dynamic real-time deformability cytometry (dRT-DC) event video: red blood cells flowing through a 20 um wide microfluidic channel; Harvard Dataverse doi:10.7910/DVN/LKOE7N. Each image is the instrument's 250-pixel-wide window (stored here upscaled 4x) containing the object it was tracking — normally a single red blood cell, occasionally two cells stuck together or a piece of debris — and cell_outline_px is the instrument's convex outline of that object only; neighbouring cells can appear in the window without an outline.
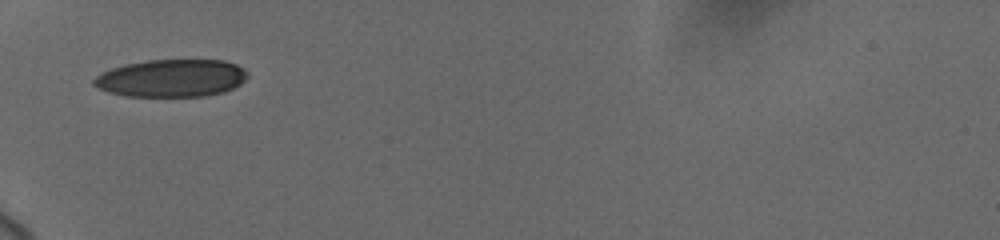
{"species": "human", "species_latin": "Homo sapiens", "temperature_condition": "cold", "stored_images_in_passage": 44, "camera_frame_rate_fps": 3000, "um_per_image_px": 0.085, "donor": {"sex": "female"}, "frame": {"image": 1, "passage_image": 1, "time_ms": 0.0, "image_size_px": [1000, 240], "cell_outline_px": [[248, 76], [240, 84], [224, 92], [204, 96], [124, 96], [108, 92], [92, 84], [92, 80], [96, 76], [112, 68], [124, 64], [148, 60], [224, 60], [236, 64], [248, 72]], "centroid_in_image_um": [14.58, 6.64], "position_along_channel_um": 70.4, "area_um2": 33.64}}
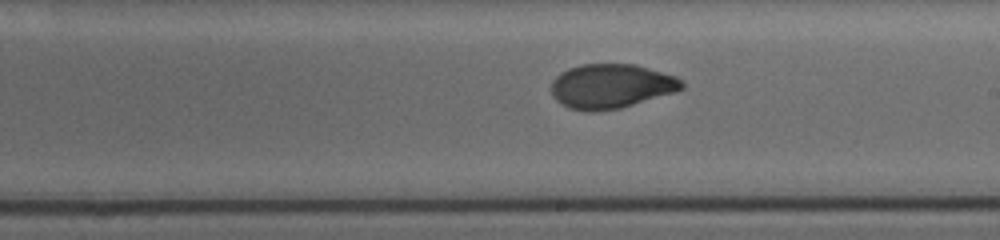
{"frame": {"image": 2, "passage_image": 18, "time_ms": 4.667, "image_size_px": [1000, 240], "cell_outline_px": [[684, 88], [676, 92], [620, 108], [596, 112], [588, 112], [568, 108], [560, 104], [552, 96], [552, 80], [560, 72], [568, 68], [580, 64], [636, 64], [676, 76], [684, 84]], "centroid_in_image_um": [51.92, 7.33], "position_along_channel_um": 237.1, "area_um2": 34.1}}
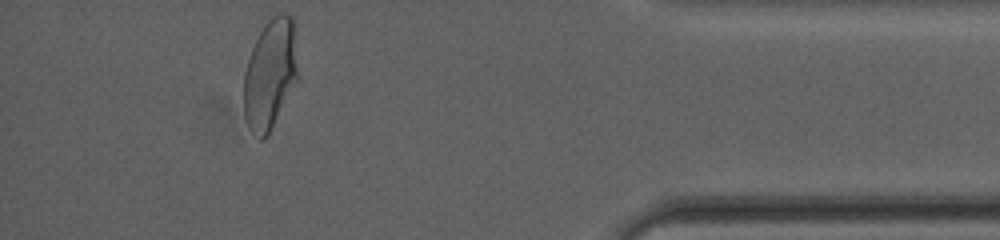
{"frame": {"image": 3, "passage_image": 38, "time_ms": 10.333, "image_size_px": [1000, 240], "cell_outline_px": [[296, 80], [268, 136], [264, 140], [260, 140], [248, 128], [244, 116], [244, 72], [252, 48], [264, 24], [272, 16], [280, 12], [284, 12], [292, 16], [296, 68]], "centroid_in_image_um": [22.91, 6.33], "position_along_channel_um": 412.3, "area_um2": 34.1}, "authors_computed_cell_mechanics": {"area_um2": 34.1598, "velocity_mm_per_s": 3.7047, "shape_relaxation_time_tau1_ms": 6.5559, "shape_relaxation_time_tau2_ms": 1.084, "deformation_change_tau1": 0.1942, "deformation_change_tau2": 0.0537}}